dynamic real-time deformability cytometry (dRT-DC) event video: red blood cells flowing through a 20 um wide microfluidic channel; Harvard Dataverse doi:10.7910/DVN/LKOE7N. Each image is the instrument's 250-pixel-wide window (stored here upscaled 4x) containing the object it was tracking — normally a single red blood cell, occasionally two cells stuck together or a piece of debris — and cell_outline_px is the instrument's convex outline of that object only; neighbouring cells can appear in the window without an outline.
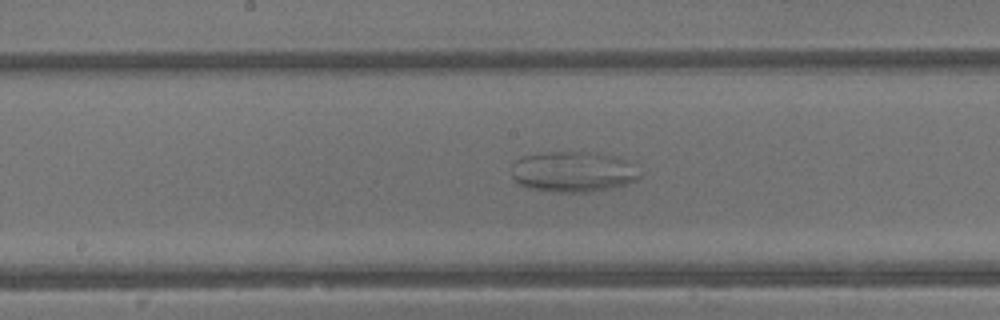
{"species": "common noctule bat (a hibernating species)", "species_latin": "Nyctalus noctula", "temperature_condition": "warm", "stored_images_in_passage": 44, "camera_frame_rate_fps": 3000, "um_per_image_px": 0.085, "animal": {"sex": "male", "body_mass_g": 13.3}, "frame": {"image": 1, "passage_image": 23, "time_ms": 7.333, "image_size_px": [1000, 320], "cell_outline_px": [[640, 176], [636, 180], [624, 184], [584, 192], [560, 192], [528, 188], [520, 184], [512, 176], [512, 164], [516, 160], [524, 156], [552, 152], [592, 152], [612, 156], [624, 160]], "centroid_in_image_um": [48.62, 14.59], "position_along_channel_um": 199.6, "area_um2": 29.36}}
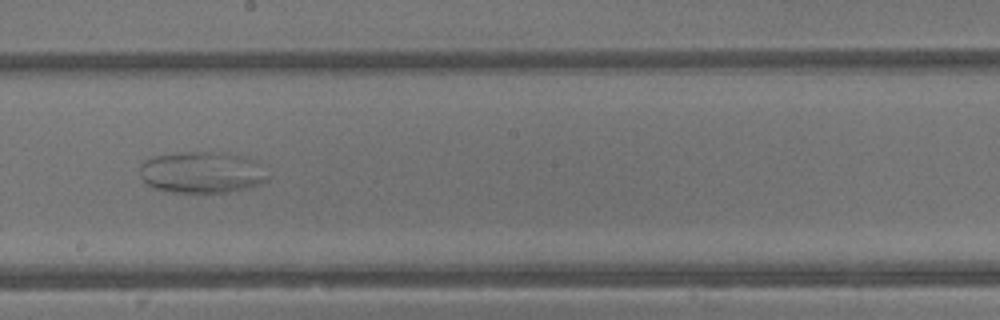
{"frame": {"image": 2, "passage_image": 25, "time_ms": 8.0, "image_size_px": [1000, 320], "cell_outline_px": [[268, 180], [248, 188], [228, 192], [172, 192], [152, 188], [140, 176], [140, 164], [144, 160], [156, 156], [180, 152], [228, 152], [244, 156], [268, 164]], "centroid_in_image_um": [17.25, 14.63], "position_along_channel_um": 230.9, "area_um2": 31.62}}
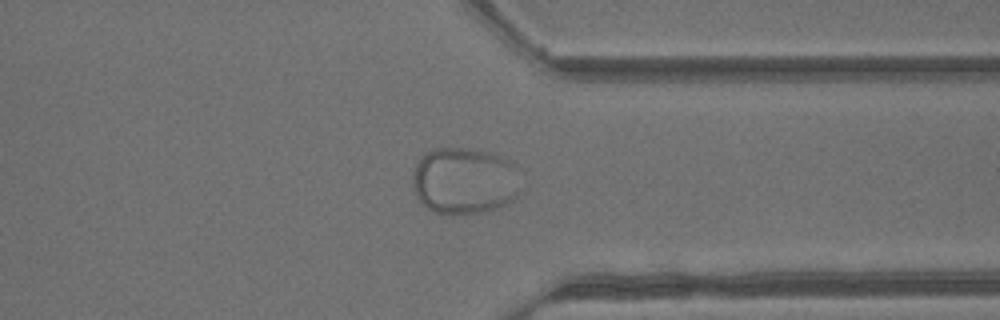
{"frame": {"image": 3, "passage_image": 34, "time_ms": 11.0, "image_size_px": [1000, 320], "cell_outline_px": [[520, 192], [512, 200], [496, 208], [484, 212], [456, 216], [436, 212], [428, 208], [416, 196], [412, 184], [412, 176], [416, 164], [420, 156], [432, 148], [464, 148], [488, 152], [500, 156], [516, 164]], "centroid_in_image_um": [39.46, 15.38], "position_along_channel_um": 371.9, "area_um2": 42.54}}